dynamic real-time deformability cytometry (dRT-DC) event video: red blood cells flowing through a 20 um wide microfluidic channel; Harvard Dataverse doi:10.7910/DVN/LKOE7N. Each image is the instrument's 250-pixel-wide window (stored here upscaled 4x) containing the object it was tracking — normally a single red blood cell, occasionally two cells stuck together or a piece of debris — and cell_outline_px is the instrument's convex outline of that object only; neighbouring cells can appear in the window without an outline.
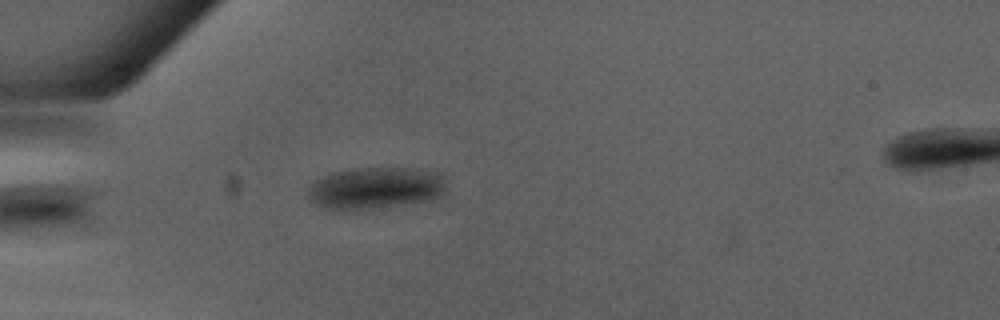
{"species": "Egyptian fruit bat (a non-hibernating species)", "species_latin": "Rousettus aegyptiacus", "temperature_condition": "warm", "stored_images_in_passage": 31, "camera_frame_rate_fps": 3000, "um_per_image_px": 0.085, "animal": {"sex": "male"}, "frame": {"image": 1, "passage_image": 1, "time_ms": 0.0, "image_size_px": [1000, 320], "cell_outline_px": [[444, 192], [440, 196], [428, 200], [412, 204], [356, 212], [340, 212], [328, 208], [320, 204], [308, 196], [308, 188], [316, 180], [332, 172], [356, 168], [420, 168], [444, 172]], "centroid_in_image_um": [31.98, 16.01], "position_along_channel_um": 53.0, "area_um2": 34.62}}